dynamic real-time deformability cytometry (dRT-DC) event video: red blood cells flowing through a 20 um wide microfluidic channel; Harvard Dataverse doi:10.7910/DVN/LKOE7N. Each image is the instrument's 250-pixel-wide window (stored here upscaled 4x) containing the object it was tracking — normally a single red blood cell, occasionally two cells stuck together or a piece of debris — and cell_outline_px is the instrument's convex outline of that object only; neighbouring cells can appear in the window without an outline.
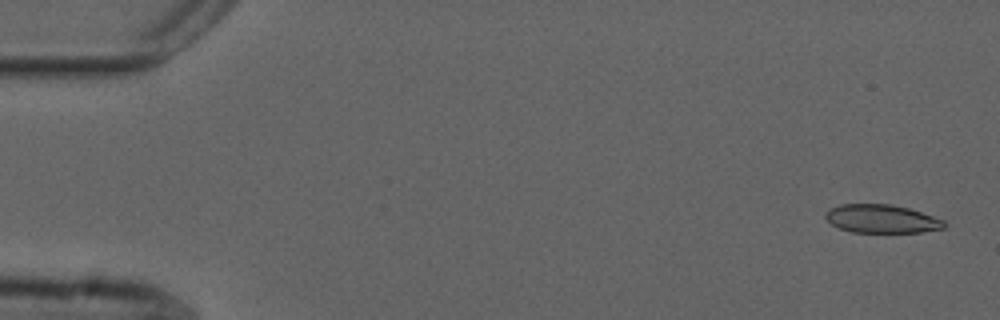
{"species": "common noctule bat (a hibernating species)", "species_latin": "Nyctalus noctula", "temperature_condition": "cold", "stored_images_in_passage": 55, "camera_frame_rate_fps": 3000, "um_per_image_px": 0.085, "animal": {"sex": "male", "forearm_length_mm": 52.5}, "frame": {"image": 1, "passage_image": 2, "time_ms": 0.333, "image_size_px": [1000, 320], "cell_outline_px": [[948, 224], [944, 228], [920, 232], [852, 232], [840, 228], [832, 224], [824, 216], [824, 212], [840, 204], [892, 204], [908, 208], [944, 220]], "centroid_in_image_um": [74.94, 18.6], "position_along_channel_um": 10.1, "area_um2": 19.54}}
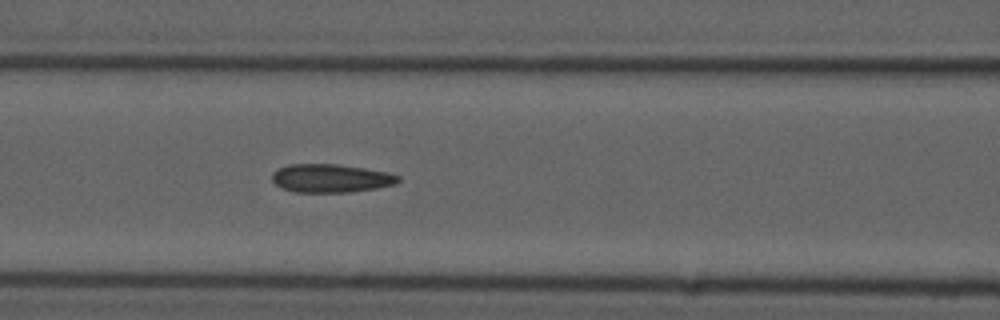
{"frame": {"image": 2, "passage_image": 23, "time_ms": 7.333, "image_size_px": [1000, 320], "cell_outline_px": [[400, 180], [396, 184], [376, 188], [352, 192], [296, 192], [280, 188], [272, 180], [272, 172], [288, 164], [336, 164], [364, 168], [388, 172], [400, 176]], "centroid_in_image_um": [28.12, 15.15], "position_along_channel_um": 138.5, "area_um2": 20.92}}
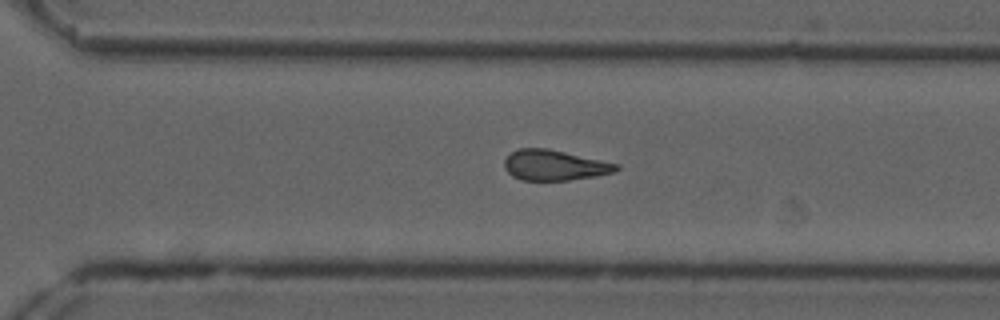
{"frame": {"image": 3, "passage_image": 38, "time_ms": 12.333, "image_size_px": [1000, 320], "cell_outline_px": [[620, 168], [616, 172], [596, 176], [568, 180], [520, 180], [512, 176], [504, 168], [504, 160], [516, 148], [548, 148], [620, 164]], "centroid_in_image_um": [47.14, 14.04], "position_along_channel_um": 323.5, "area_um2": 20.0}, "authors_computed_cell_mechanics": {"area_um2": 20.6346, "velocity_mm_per_s": 3.7108, "shape_relaxation_time_tau1_ms": null, "shape_relaxation_time_tau2_ms": 4.9975, "deformation_change_tau1": null, "deformation_change_tau2": 0.1333}}